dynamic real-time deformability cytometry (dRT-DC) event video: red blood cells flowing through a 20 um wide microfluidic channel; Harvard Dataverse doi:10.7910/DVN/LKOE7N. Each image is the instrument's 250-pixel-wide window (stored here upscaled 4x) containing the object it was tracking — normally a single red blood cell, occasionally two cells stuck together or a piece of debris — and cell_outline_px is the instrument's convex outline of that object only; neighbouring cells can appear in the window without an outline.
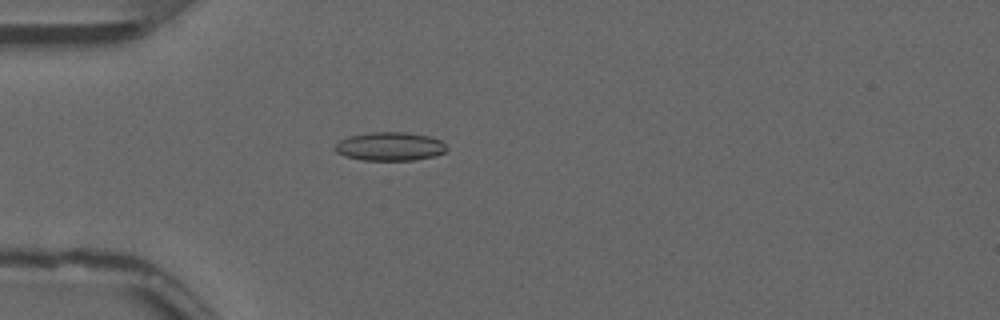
{"species": "common noctule bat (a hibernating species)", "species_latin": "Nyctalus noctula", "temperature_condition": "warm", "stored_images_in_passage": 54, "camera_frame_rate_fps": 3000, "um_per_image_px": 0.085, "animal": {"sex": "male", "forearm_length_mm": 52.5}, "frame": {"image": 1, "passage_image": 16, "time_ms": 5.0, "image_size_px": [1000, 320], "cell_outline_px": [[448, 148], [444, 152], [436, 156], [412, 160], [364, 160], [344, 156], [336, 152], [332, 148], [340, 140], [348, 136], [372, 132], [408, 132], [428, 136], [440, 140]], "centroid_in_image_um": [33.12, 12.44], "position_along_channel_um": 51.9, "area_um2": 18.67}}
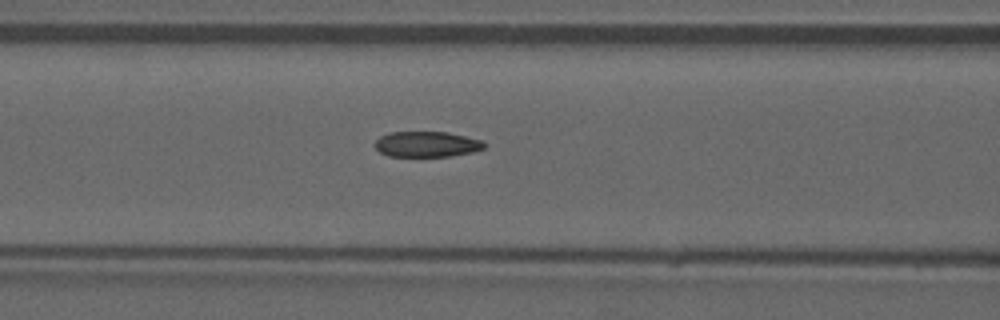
{"frame": {"image": 2, "passage_image": 23, "time_ms": 7.333, "image_size_px": [1000, 320], "cell_outline_px": [[488, 144], [484, 148], [472, 152], [452, 156], [388, 156], [380, 152], [376, 148], [376, 140], [380, 136], [388, 132], [448, 132], [484, 140]], "centroid_in_image_um": [36.32, 12.25], "position_along_channel_um": 130.3, "area_um2": 16.42}}
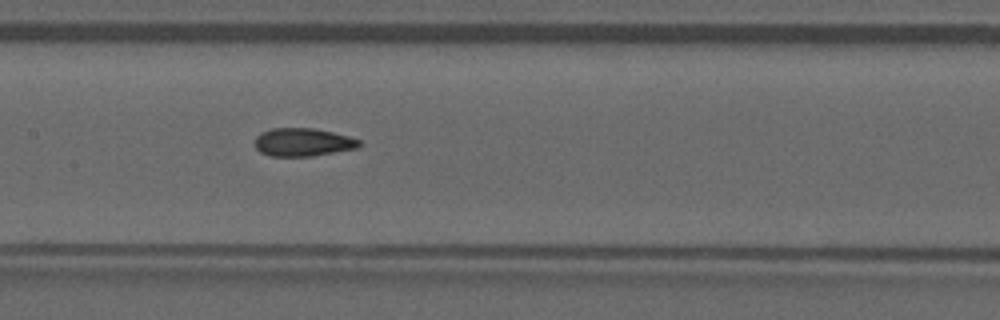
{"frame": {"image": 3, "passage_image": 27, "time_ms": 8.667, "image_size_px": [1000, 320], "cell_outline_px": [[360, 148], [312, 156], [268, 156], [260, 152], [256, 148], [256, 136], [260, 132], [272, 128], [312, 128], [332, 132], [348, 136], [360, 140]], "centroid_in_image_um": [25.75, 12.09], "position_along_channel_um": 181.7, "area_um2": 17.17}, "authors_computed_cell_mechanics": {"area_um2": 17.3111, "velocity_mm_per_s": 3.8536, "shape_relaxation_time_tau1_ms": null, "shape_relaxation_time_tau2_ms": 2.4421, "deformation_change_tau1": null, "deformation_change_tau2": 0.0801}}